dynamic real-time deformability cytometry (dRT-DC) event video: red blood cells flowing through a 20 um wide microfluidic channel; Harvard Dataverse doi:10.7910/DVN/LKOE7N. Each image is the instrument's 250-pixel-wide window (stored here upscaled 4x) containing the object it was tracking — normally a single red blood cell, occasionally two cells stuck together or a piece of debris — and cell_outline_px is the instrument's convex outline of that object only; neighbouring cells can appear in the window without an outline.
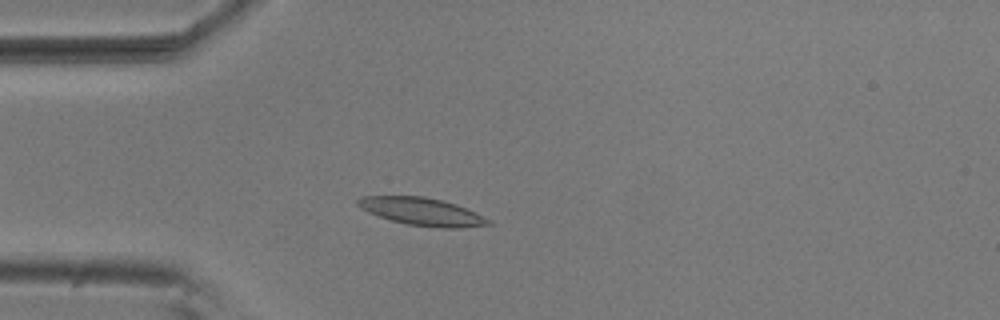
{"species": "common noctule bat (a hibernating species)", "species_latin": "Nyctalus noctula", "temperature_condition": "room temperature", "stored_images_in_passage": 52, "camera_frame_rate_fps": 3000, "um_per_image_px": 0.085, "animal": {"sex": "male", "body_mass_g": 20.5, "forearm_length_mm": 52.5}, "frame": {"image": 1, "passage_image": 12, "time_ms": 3.667, "image_size_px": [1000, 320], "cell_outline_px": [[492, 224], [456, 228], [440, 228], [408, 224], [392, 220], [368, 212], [360, 208], [356, 204], [356, 200], [360, 196], [424, 196], [456, 204], [476, 212], [492, 220]], "centroid_in_image_um": [35.87, 17.98], "position_along_channel_um": 49.1, "area_um2": 20.98}}
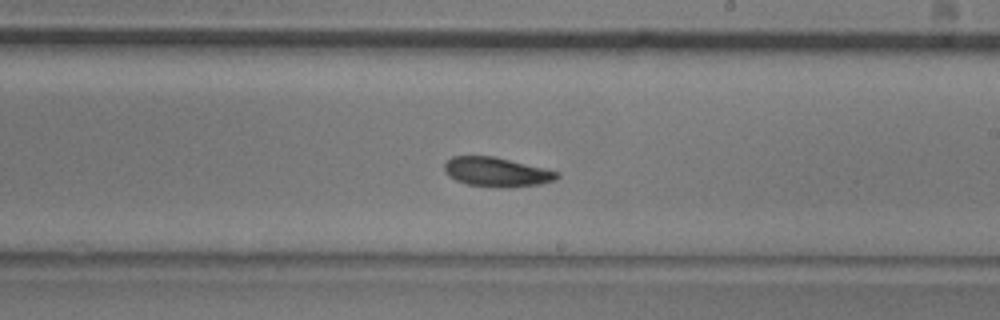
{"frame": {"image": 2, "passage_image": 29, "time_ms": 9.333, "image_size_px": [1000, 320], "cell_outline_px": [[560, 176], [556, 180], [540, 184], [508, 188], [496, 188], [468, 184], [456, 180], [448, 176], [444, 172], [444, 164], [452, 156], [492, 156], [544, 168], [560, 172]], "centroid_in_image_um": [42.22, 14.63], "position_along_channel_um": 246.8, "area_um2": 19.36}}
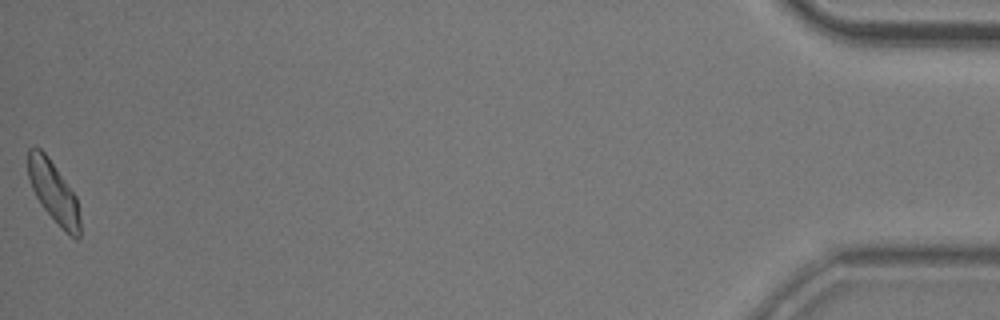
{"frame": {"image": 3, "passage_image": 52, "time_ms": 17.0, "image_size_px": [1000, 320], "cell_outline_px": [[80, 236], [76, 240], [40, 204], [32, 188], [28, 176], [28, 148], [40, 148], [48, 156], [76, 196], [80, 216]], "centroid_in_image_um": [4.55, 16.28], "position_along_channel_um": 430.6, "area_um2": 18.03}, "authors_computed_cell_mechanics": {"area_um2": 19.3052, "velocity_mm_per_s": 3.6815, "shape_relaxation_time_tau1_ms": 4.3316, "shape_relaxation_time_tau2_ms": 4.4817, "deformation_change_tau1": 0.1118, "deformation_change_tau2": 0.0996}}